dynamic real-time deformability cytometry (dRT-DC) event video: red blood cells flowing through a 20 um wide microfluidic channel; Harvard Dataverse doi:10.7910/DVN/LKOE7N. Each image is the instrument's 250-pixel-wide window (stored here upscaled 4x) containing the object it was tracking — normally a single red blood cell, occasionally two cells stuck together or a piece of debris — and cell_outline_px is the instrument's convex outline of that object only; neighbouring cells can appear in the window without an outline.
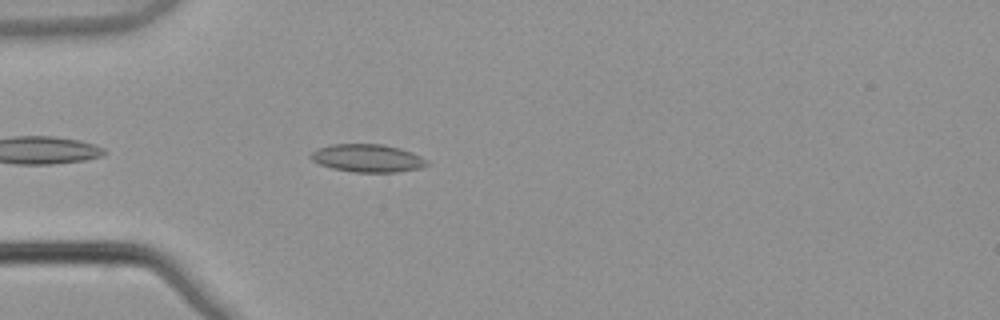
{"species": "common noctule bat (a hibernating species)", "species_latin": "Nyctalus noctula", "temperature_condition": "warm", "stored_images_in_passage": 2, "camera_frame_rate_fps": 3000, "um_per_image_px": 0.085, "animal": {"sex": "male", "body_mass_g": 21.5, "forearm_length_mm": 52.0}, "frame": {"image": 1, "passage_image": 2, "time_ms": 0.333, "image_size_px": [1000, 320], "cell_outline_px": [[428, 164], [420, 168], [396, 172], [356, 172], [332, 168], [320, 164], [312, 160], [308, 156], [316, 148], [332, 144], [384, 144], [400, 148], [412, 152], [428, 160]], "centroid_in_image_um": [31.23, 13.43], "position_along_channel_um": 53.8, "area_um2": 18.9}}